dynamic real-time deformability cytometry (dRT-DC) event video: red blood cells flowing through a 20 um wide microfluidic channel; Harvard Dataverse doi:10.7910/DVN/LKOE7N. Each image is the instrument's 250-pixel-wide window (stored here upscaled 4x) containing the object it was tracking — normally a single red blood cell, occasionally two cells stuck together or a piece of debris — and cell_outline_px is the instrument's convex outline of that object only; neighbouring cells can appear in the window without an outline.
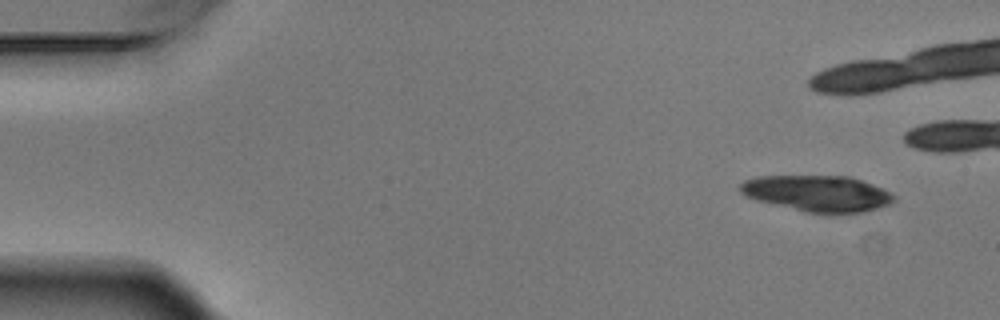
{"species": "Egyptian fruit bat (a non-hibernating species)", "species_latin": "Rousettus aegyptiacus", "temperature_condition": "warm", "stored_images_in_passage": 6, "camera_frame_rate_fps": 3000, "um_per_image_px": 0.085, "animal": {"sex": "male"}, "frame": {"image": 1, "passage_image": 1, "time_ms": 0.0, "image_size_px": [1000, 320], "cell_outline_px": [[896, 200], [888, 204], [876, 208], [860, 212], [804, 212], [756, 200], [740, 192], [740, 184], [744, 180], [756, 176], [848, 176], [872, 184], [896, 196]], "centroid_in_image_um": [69.44, 16.42], "position_along_channel_um": 15.6, "area_um2": 31.85}}